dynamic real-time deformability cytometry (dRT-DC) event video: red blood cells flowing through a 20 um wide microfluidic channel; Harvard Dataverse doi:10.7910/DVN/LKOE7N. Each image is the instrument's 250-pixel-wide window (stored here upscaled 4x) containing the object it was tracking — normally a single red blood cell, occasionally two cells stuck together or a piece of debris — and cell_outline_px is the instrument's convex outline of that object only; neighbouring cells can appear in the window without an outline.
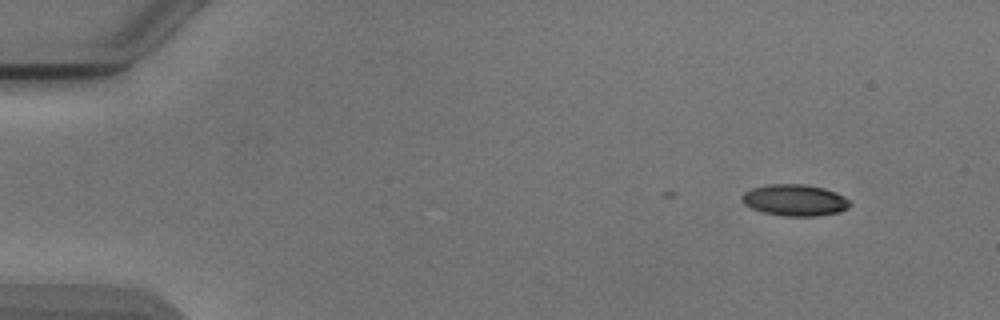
{"species": "Egyptian fruit bat (a non-hibernating species)", "species_latin": "Rousettus aegyptiacus", "temperature_condition": "cold", "stored_images_in_passage": 3, "camera_frame_rate_fps": 3000, "um_per_image_px": 0.085, "animal": {"sex": "male"}, "frame": {"image": 1, "passage_image": 1, "time_ms": 0.0, "image_size_px": [1000, 320], "cell_outline_px": [[852, 204], [848, 208], [840, 212], [816, 216], [784, 216], [764, 212], [752, 208], [744, 204], [740, 200], [740, 196], [744, 192], [752, 188], [772, 184], [804, 184], [824, 188], [836, 192], [844, 196]], "centroid_in_image_um": [67.56, 17.01], "position_along_channel_um": 17.4, "area_um2": 19.88}}